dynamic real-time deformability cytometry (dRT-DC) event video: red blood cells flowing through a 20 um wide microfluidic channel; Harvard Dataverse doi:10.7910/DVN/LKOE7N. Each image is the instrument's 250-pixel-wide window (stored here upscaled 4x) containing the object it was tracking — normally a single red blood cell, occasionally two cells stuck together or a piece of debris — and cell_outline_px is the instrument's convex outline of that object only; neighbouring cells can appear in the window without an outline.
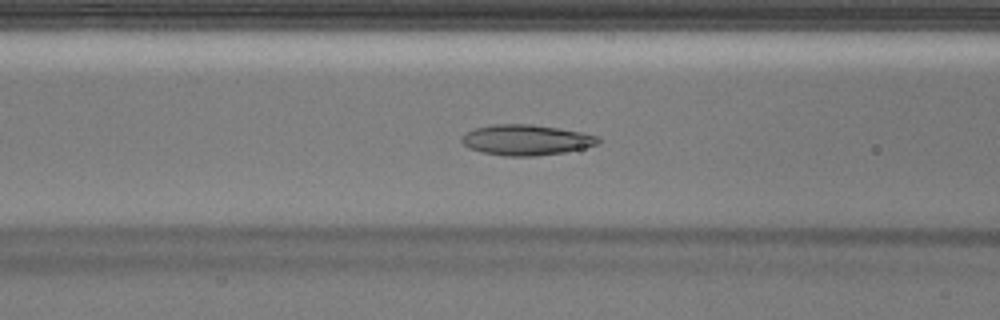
{"species": "Egyptian fruit bat (a non-hibernating species)", "species_latin": "Rousettus aegyptiacus", "temperature_condition": "warm", "stored_images_in_passage": 36, "camera_frame_rate_fps": 3000, "um_per_image_px": 0.085, "animal": {"sex": "male"}, "frame": {"image": 1, "passage_image": 10, "time_ms": 3.0, "image_size_px": [1000, 320], "cell_outline_px": [[600, 144], [564, 152], [536, 156], [504, 156], [484, 152], [468, 148], [460, 140], [460, 136], [476, 128], [492, 124], [532, 124], [560, 128], [600, 136]], "centroid_in_image_um": [44.73, 11.89], "position_along_channel_um": 121.9, "area_um2": 24.33}}
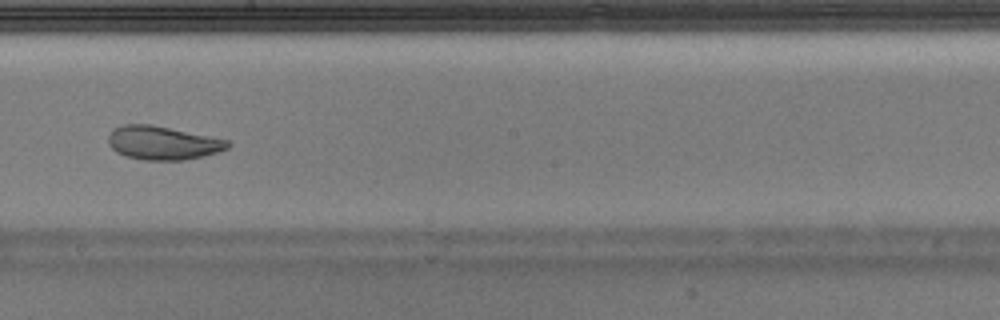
{"frame": {"image": 2, "passage_image": 17, "time_ms": 5.333, "image_size_px": [1000, 320], "cell_outline_px": [[232, 144], [228, 148], [220, 152], [204, 156], [184, 160], [144, 160], [124, 156], [116, 152], [108, 144], [108, 136], [116, 128], [124, 124], [152, 124], [228, 140]], "centroid_in_image_um": [13.85, 12.15], "position_along_channel_um": 234.3, "area_um2": 23.47}}
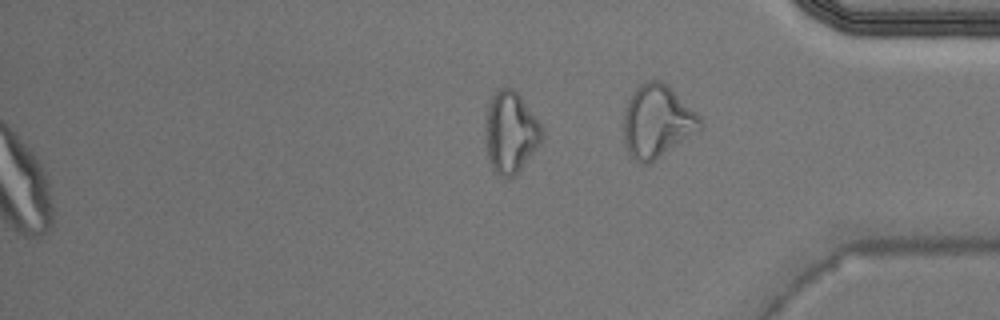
{"frame": {"image": 3, "passage_image": 36, "time_ms": 11.667, "image_size_px": [1000, 320], "cell_outline_px": [[544, 136], [540, 144], [520, 168], [508, 180], [500, 176], [492, 168], [488, 160], [488, 108], [492, 96], [504, 84], [512, 88], [520, 96], [544, 128]], "centroid_in_image_um": [43.45, 11.24], "position_along_channel_um": 391.7, "area_um2": 26.18}}